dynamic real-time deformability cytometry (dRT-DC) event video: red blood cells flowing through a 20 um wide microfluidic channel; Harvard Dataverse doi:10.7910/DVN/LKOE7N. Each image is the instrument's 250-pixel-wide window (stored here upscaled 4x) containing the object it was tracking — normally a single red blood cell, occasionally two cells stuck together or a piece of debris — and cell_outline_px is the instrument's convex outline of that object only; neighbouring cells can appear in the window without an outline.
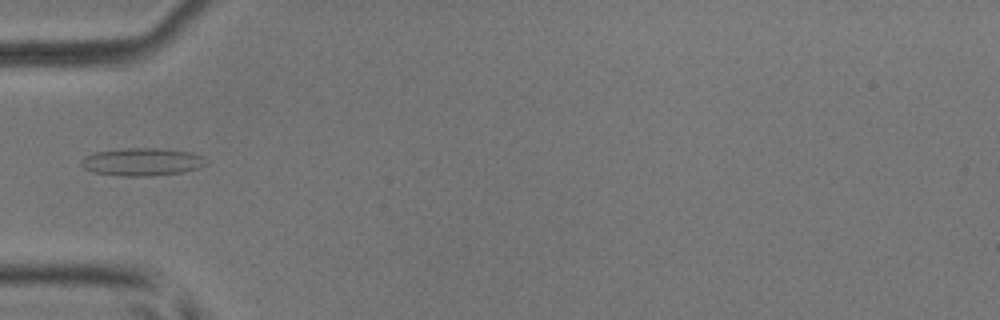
{"species": "common noctule bat (a hibernating species)", "species_latin": "Nyctalus noctula", "temperature_condition": "room temperature", "stored_images_in_passage": 2, "camera_frame_rate_fps": 3000, "um_per_image_px": 0.085, "animal": {"sex": "male", "body_mass_g": 17.9, "forearm_length_mm": 54.2}, "frame": {"image": 1, "passage_image": 1, "time_ms": 0.0, "image_size_px": [1000, 320], "cell_outline_px": [[208, 164], [200, 168], [180, 172], [148, 176], [120, 176], [92, 172], [84, 168], [80, 164], [80, 160], [84, 156], [96, 152], [120, 148], [164, 148], [188, 152], [200, 156], [208, 160]], "centroid_in_image_um": [12.05, 13.75], "position_along_channel_um": 73.0, "area_um2": 20.35}}
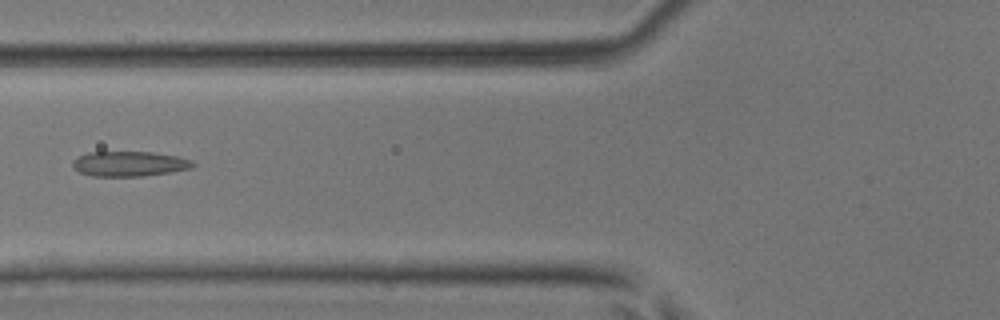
{"frame": {"image": 2, "passage_image": 2, "time_ms": 0.333, "image_size_px": [1000, 320], "cell_outline_px": [[196, 164], [192, 168], [172, 172], [144, 176], [92, 176], [80, 172], [72, 164], [80, 156], [88, 152], [152, 152], [176, 156], [192, 160]], "centroid_in_image_um": [11.06, 13.93], "position_along_channel_um": 114.7, "area_um2": 17.4}}